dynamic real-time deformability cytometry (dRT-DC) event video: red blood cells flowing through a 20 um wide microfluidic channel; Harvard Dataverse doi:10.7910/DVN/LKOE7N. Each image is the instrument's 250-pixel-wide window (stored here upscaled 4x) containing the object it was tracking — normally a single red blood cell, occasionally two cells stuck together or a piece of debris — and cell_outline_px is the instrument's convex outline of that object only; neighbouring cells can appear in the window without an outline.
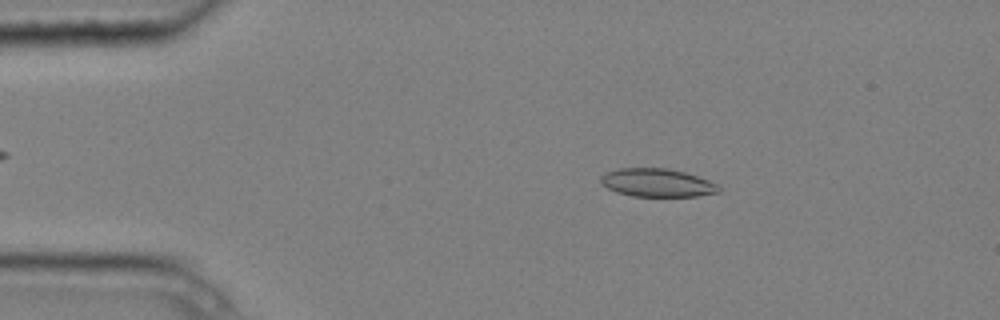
{"species": "common noctule bat (a hibernating species)", "species_latin": "Nyctalus noctula", "temperature_condition": "cold", "stored_images_in_passage": 6, "camera_frame_rate_fps": 3000, "um_per_image_px": 0.085, "animal": {"sex": "male", "body_mass_g": 20.4}, "frame": {"image": 1, "passage_image": 1, "time_ms": 0.0, "image_size_px": [1000, 320], "cell_outline_px": [[720, 192], [696, 196], [632, 196], [616, 192], [608, 188], [600, 180], [600, 176], [604, 172], [620, 168], [668, 168], [684, 172], [708, 180], [716, 184], [720, 188]], "centroid_in_image_um": [55.83, 15.53], "position_along_channel_um": 29.2, "area_um2": 19.31}}
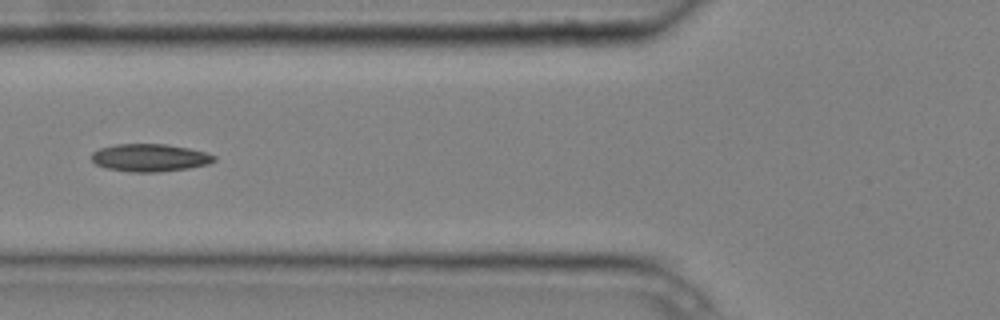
{"frame": {"image": 2, "passage_image": 4, "time_ms": 1.0, "image_size_px": [1000, 320], "cell_outline_px": [[216, 160], [208, 164], [188, 168], [156, 172], [128, 172], [108, 168], [96, 164], [92, 160], [92, 152], [100, 148], [116, 144], [168, 144], [188, 148], [204, 152], [216, 156]], "centroid_in_image_um": [12.73, 13.4], "position_along_channel_um": 113.1, "area_um2": 19.65}}
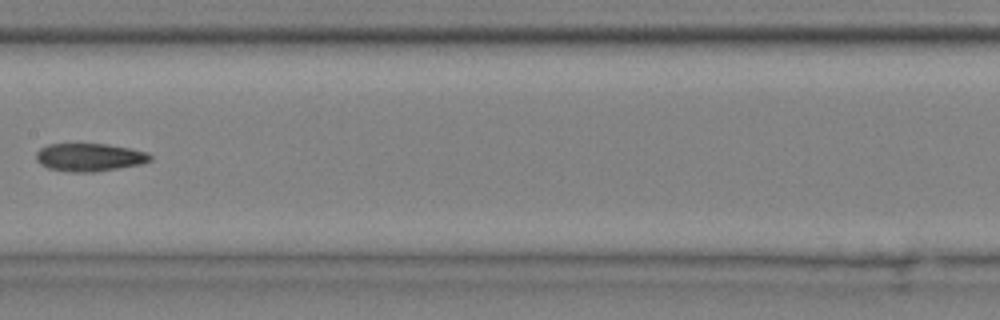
{"frame": {"image": 3, "passage_image": 6, "time_ms": 1.667, "image_size_px": [1000, 320], "cell_outline_px": [[152, 160], [140, 164], [92, 172], [72, 172], [48, 168], [40, 164], [36, 160], [36, 152], [40, 148], [48, 144], [108, 144], [132, 148], [148, 152], [152, 156]], "centroid_in_image_um": [7.61, 13.36], "position_along_channel_um": 199.8, "area_um2": 18.61}}